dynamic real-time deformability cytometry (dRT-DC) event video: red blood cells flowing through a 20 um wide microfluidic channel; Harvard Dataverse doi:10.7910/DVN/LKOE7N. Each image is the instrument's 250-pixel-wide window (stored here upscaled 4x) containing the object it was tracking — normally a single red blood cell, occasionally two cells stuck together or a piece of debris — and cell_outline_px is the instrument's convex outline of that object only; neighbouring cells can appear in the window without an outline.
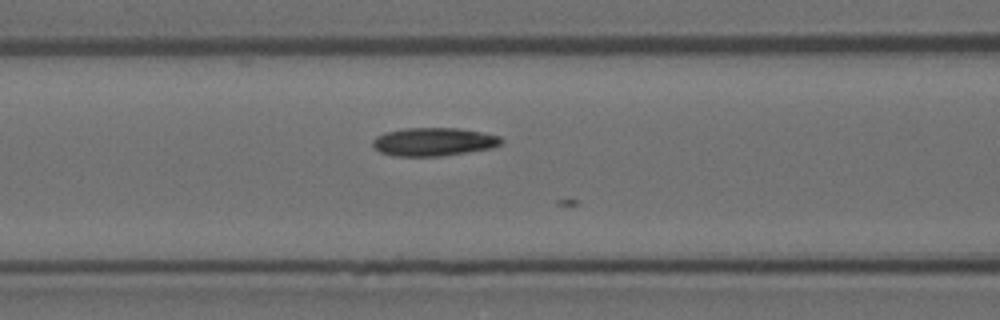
{"species": "Egyptian fruit bat (a non-hibernating species)", "species_latin": "Rousettus aegyptiacus", "temperature_condition": "room temperature", "stored_images_in_passage": 21, "camera_frame_rate_fps": 3000, "um_per_image_px": 0.085, "animal": {"sex": "female"}, "frame": {"image": 1, "passage_image": 19, "time_ms": 6.0, "image_size_px": [1000, 320], "cell_outline_px": [[504, 140], [500, 144], [492, 148], [468, 152], [440, 156], [396, 156], [380, 152], [372, 148], [372, 140], [376, 136], [384, 132], [404, 128], [460, 128], [500, 136]], "centroid_in_image_um": [36.83, 12.05], "position_along_channel_um": 129.8, "area_um2": 21.33}}